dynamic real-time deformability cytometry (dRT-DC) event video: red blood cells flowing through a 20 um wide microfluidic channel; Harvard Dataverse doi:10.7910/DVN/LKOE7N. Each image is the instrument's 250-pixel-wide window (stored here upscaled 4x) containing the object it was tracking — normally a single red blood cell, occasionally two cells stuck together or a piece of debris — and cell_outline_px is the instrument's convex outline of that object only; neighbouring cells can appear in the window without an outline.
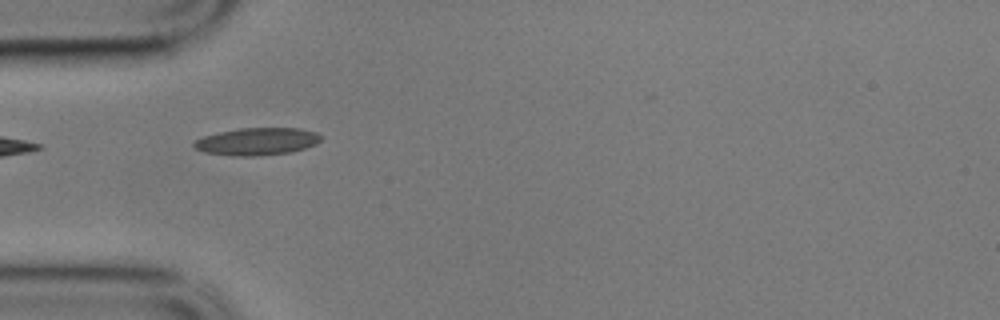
{"species": "common noctule bat (a hibernating species)", "species_latin": "Nyctalus noctula", "temperature_condition": "cold", "stored_images_in_passage": 11, "camera_frame_rate_fps": 3000, "um_per_image_px": 0.085, "animal": {"sex": "male", "body_mass_g": 17.9}, "frame": {"image": 1, "passage_image": 5, "time_ms": 1.333, "image_size_px": [1000, 320], "cell_outline_px": [[320, 140], [316, 144], [292, 152], [256, 156], [232, 156], [204, 152], [196, 148], [192, 144], [196, 140], [204, 136], [220, 132], [240, 128], [300, 128], [316, 132], [320, 136]], "centroid_in_image_um": [21.85, 12.03], "position_along_channel_um": 63.1, "area_um2": 20.17}}
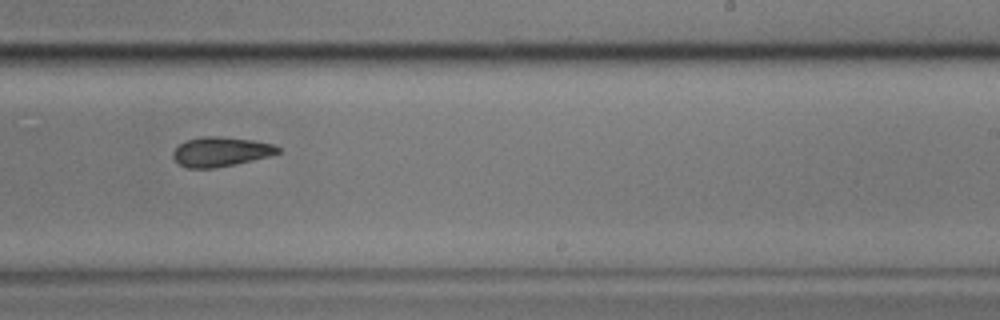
{"frame": {"image": 2, "passage_image": 10, "time_ms": 3.0, "image_size_px": [1000, 320], "cell_outline_px": [[280, 152], [268, 156], [236, 164], [212, 168], [188, 168], [180, 164], [172, 156], [172, 152], [180, 144], [188, 140], [204, 136], [220, 136], [252, 140], [276, 144], [280, 148]], "centroid_in_image_um": [18.78, 12.89], "position_along_channel_um": 270.2, "area_um2": 17.92}}
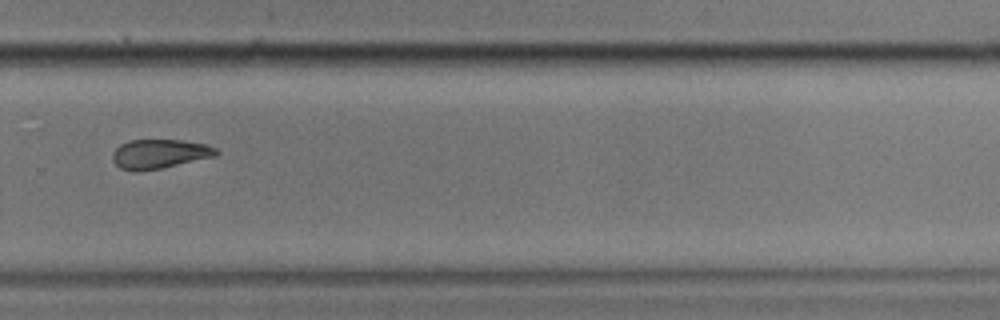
{"frame": {"image": 3, "passage_image": 11, "time_ms": 3.333, "image_size_px": [1000, 320], "cell_outline_px": [[220, 152], [216, 156], [160, 168], [140, 172], [132, 172], [120, 168], [112, 160], [112, 152], [120, 144], [128, 140], [184, 140], [208, 144], [216, 148]], "centroid_in_image_um": [13.55, 13.08], "position_along_channel_um": 316.3, "area_um2": 17.92}}